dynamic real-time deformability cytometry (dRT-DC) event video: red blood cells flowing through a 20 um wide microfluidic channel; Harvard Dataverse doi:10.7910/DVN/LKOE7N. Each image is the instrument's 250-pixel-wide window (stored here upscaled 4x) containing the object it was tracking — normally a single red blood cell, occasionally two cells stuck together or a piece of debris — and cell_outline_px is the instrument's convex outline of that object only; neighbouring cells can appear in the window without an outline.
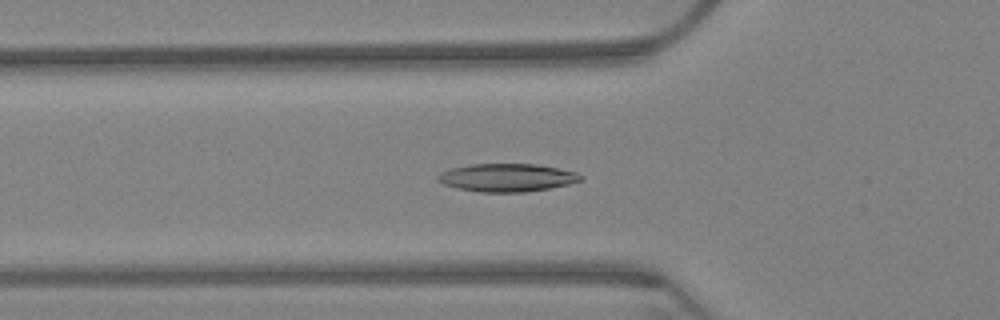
{"species": "Egyptian fruit bat (a non-hibernating species)", "species_latin": "Rousettus aegyptiacus", "temperature_condition": "warm", "stored_images_in_passage": 43, "camera_frame_rate_fps": 3000, "um_per_image_px": 0.085, "animal": {"sex": "female"}, "frame": {"image": 1, "passage_image": 7, "time_ms": 2.0, "image_size_px": [1000, 320], "cell_outline_px": [[584, 180], [568, 184], [548, 188], [524, 192], [480, 192], [460, 188], [444, 184], [436, 180], [436, 176], [440, 172], [452, 168], [472, 164], [536, 164], [576, 172], [584, 176]], "centroid_in_image_um": [43.1, 15.09], "position_along_channel_um": 82.7, "area_um2": 23.18}}
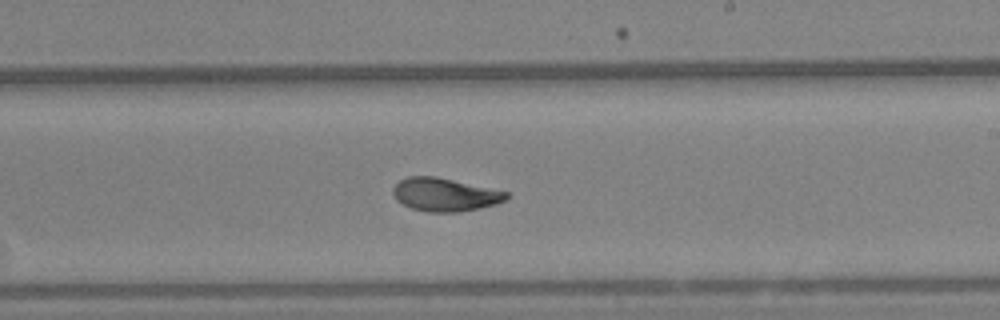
{"frame": {"image": 2, "passage_image": 23, "time_ms": 7.333, "image_size_px": [1000, 320], "cell_outline_px": [[508, 196], [504, 200], [496, 204], [480, 208], [460, 212], [428, 212], [412, 208], [396, 200], [392, 192], [392, 188], [400, 180], [408, 176], [436, 176], [508, 192]], "centroid_in_image_um": [37.79, 16.54], "position_along_channel_um": 251.2, "area_um2": 21.85}}
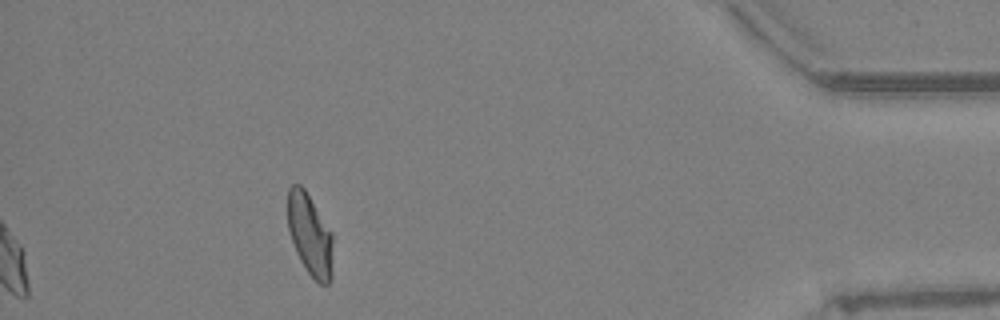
{"frame": {"image": 3, "passage_image": 43, "time_ms": 14.0, "image_size_px": [1000, 320], "cell_outline_px": [[332, 276], [328, 284], [320, 284], [304, 268], [296, 252], [288, 228], [288, 188], [292, 184], [300, 184], [304, 188], [332, 232]], "centroid_in_image_um": [26.34, 19.95], "position_along_channel_um": 408.9, "area_um2": 21.44}, "authors_computed_cell_mechanics": {"area_um2": 21.8484, "velocity_mm_per_s": 3.1595, "shape_relaxation_time_tau1_ms": 7.4537, "shape_relaxation_time_tau2_ms": 2.5612, "deformation_change_tau1": 0.1909, "deformation_change_tau2": 0.0768}}